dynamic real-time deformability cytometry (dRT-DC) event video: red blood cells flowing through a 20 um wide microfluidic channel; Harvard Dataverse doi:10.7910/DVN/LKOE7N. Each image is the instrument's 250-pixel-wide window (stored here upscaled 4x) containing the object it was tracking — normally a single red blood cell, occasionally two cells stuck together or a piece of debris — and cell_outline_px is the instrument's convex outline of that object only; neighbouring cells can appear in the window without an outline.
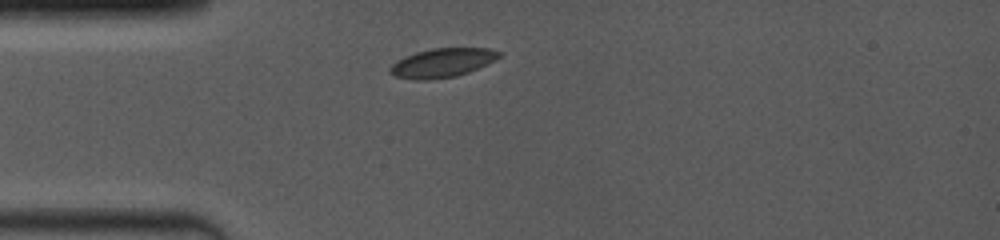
{"species": "common noctule bat (a hibernating species)", "species_latin": "Nyctalus noctula", "temperature_condition": "room temperature", "stored_images_in_passage": 43, "camera_frame_rate_fps": 4000, "um_per_image_px": 0.085, "animal": {"sex": "female", "body_mass_g": 19.0, "forearm_length_mm": 53.3}, "frame": {"image": 1, "passage_image": 1, "time_ms": 0.0, "image_size_px": [1000, 240], "cell_outline_px": [[504, 56], [496, 60], [468, 72], [456, 76], [428, 80], [412, 80], [392, 76], [388, 72], [388, 68], [396, 60], [404, 56], [416, 52], [432, 48], [488, 48], [504, 52]], "centroid_in_image_um": [37.58, 5.34], "position_along_channel_um": 47.4, "area_um2": 18.84}}
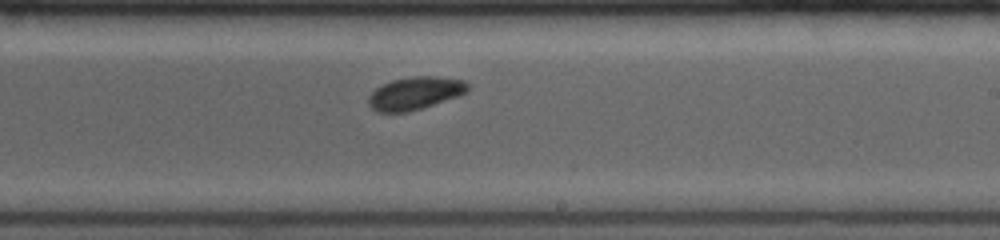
{"frame": {"image": 2, "passage_image": 22, "time_ms": 5.5, "image_size_px": [1000, 240], "cell_outline_px": [[472, 84], [468, 92], [460, 96], [408, 112], [376, 112], [368, 104], [368, 96], [376, 88], [392, 80], [412, 76], [436, 76], [464, 80]], "centroid_in_image_um": [35.33, 7.92], "position_along_channel_um": 253.7, "area_um2": 19.19}}
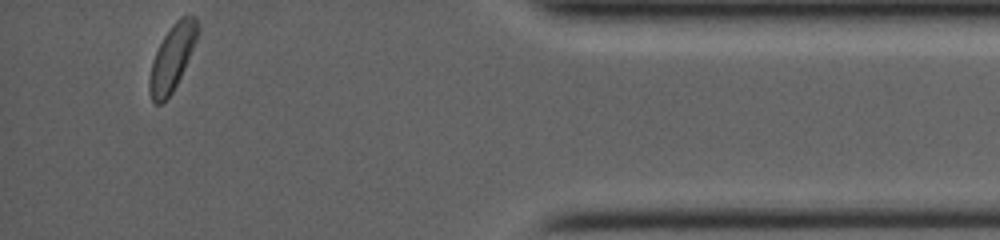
{"frame": {"image": 3, "passage_image": 42, "time_ms": 10.5, "image_size_px": [1000, 240], "cell_outline_px": [[200, 28], [196, 40], [184, 68], [172, 92], [160, 104], [152, 104], [148, 92], [148, 80], [152, 60], [164, 36], [172, 24], [180, 16], [196, 16], [200, 24]], "centroid_in_image_um": [14.62, 4.9], "position_along_channel_um": 420.6, "area_um2": 18.44}, "authors_computed_cell_mechanics": {"area_um2": 18.6694, "velocity_mm_per_s": 4.0213, "shape_relaxation_time_tau1_ms": 2.1139, "shape_relaxation_time_tau2_ms": null, "deformation_change_tau1": 0.0685, "deformation_change_tau2": null}}